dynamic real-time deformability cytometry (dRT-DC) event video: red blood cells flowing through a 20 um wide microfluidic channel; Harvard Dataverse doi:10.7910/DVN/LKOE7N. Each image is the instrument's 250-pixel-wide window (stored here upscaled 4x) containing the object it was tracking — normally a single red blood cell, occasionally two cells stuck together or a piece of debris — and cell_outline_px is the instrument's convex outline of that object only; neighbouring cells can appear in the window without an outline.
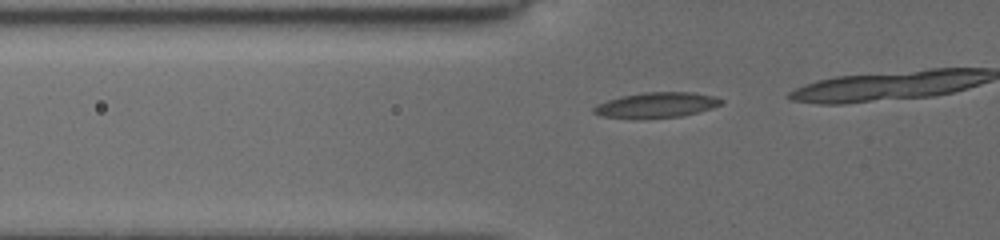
{"species": "common noctule bat (a hibernating species)", "species_latin": "Nyctalus noctula", "temperature_condition": "cold", "stored_images_in_passage": 16, "camera_frame_rate_fps": 3000, "um_per_image_px": 0.085, "animal": {"sex": "female", "body_mass_g": 19.5, "forearm_length_mm": 54.1}, "frame": {"image": 1, "passage_image": 12, "time_ms": 5.333, "image_size_px": [1000, 240], "cell_outline_px": [[724, 100], [720, 104], [712, 108], [680, 116], [636, 120], [632, 120], [600, 116], [592, 112], [592, 108], [596, 104], [608, 100], [624, 96], [644, 92], [692, 92], [716, 96]], "centroid_in_image_um": [55.74, 8.95], "position_along_channel_um": 70.1, "area_um2": 19.13}}